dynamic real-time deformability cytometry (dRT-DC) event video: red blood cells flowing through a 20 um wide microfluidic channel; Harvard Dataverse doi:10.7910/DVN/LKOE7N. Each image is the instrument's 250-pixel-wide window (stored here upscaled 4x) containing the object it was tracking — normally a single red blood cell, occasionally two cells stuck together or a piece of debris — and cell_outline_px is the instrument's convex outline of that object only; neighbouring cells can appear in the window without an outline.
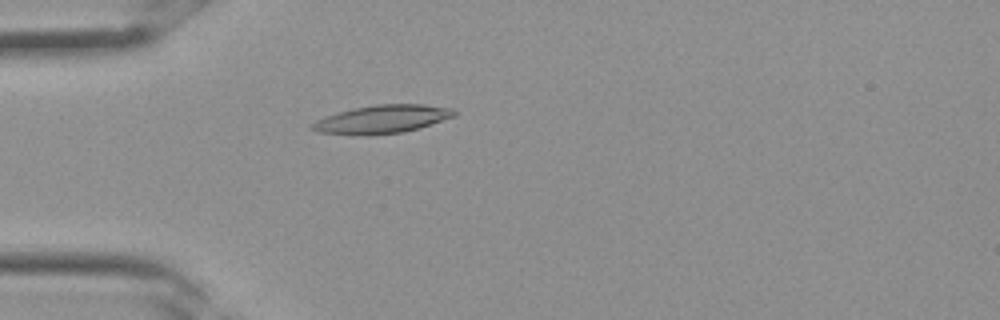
{"species": "Egyptian fruit bat (a non-hibernating species)", "species_latin": "Rousettus aegyptiacus", "temperature_condition": "room temperature", "stored_images_in_passage": 13, "camera_frame_rate_fps": 3000, "um_per_image_px": 0.085, "frame": {"image": 1, "passage_image": 6, "time_ms": 1.667, "image_size_px": [1000, 320], "cell_outline_px": [[456, 116], [420, 128], [404, 132], [368, 136], [360, 136], [320, 132], [308, 128], [316, 120], [324, 116], [352, 108], [376, 104], [424, 104], [456, 108]], "centroid_in_image_um": [32.5, 10.14], "position_along_channel_um": 52.5, "area_um2": 23.87}}
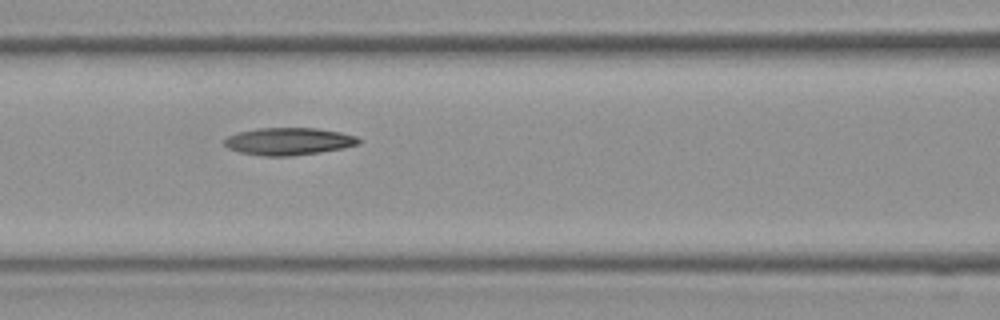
{"frame": {"image": 2, "passage_image": 11, "time_ms": 3.333, "image_size_px": [1000, 320], "cell_outline_px": [[360, 144], [344, 148], [320, 152], [292, 156], [264, 156], [240, 152], [228, 148], [224, 144], [224, 140], [228, 136], [240, 132], [256, 128], [316, 128], [340, 132], [356, 136], [360, 140]], "centroid_in_image_um": [24.55, 12.02], "position_along_channel_um": 142.0, "area_um2": 21.39}}
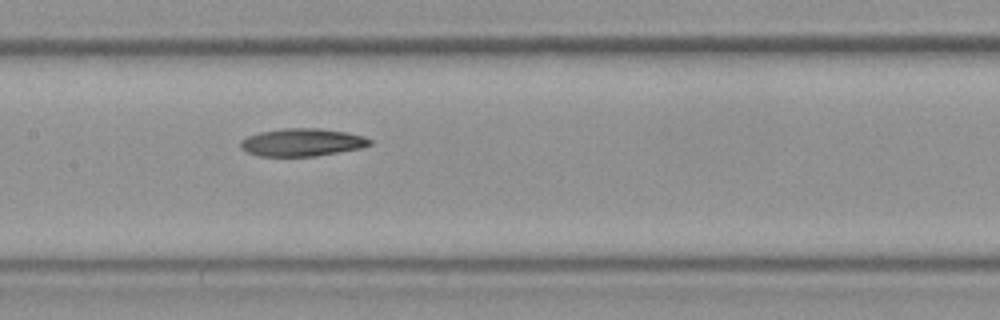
{"frame": {"image": 3, "passage_image": 13, "time_ms": 4.0, "image_size_px": [1000, 320], "cell_outline_px": [[372, 144], [360, 148], [316, 156], [256, 156], [240, 148], [240, 140], [248, 136], [260, 132], [284, 128], [320, 128], [348, 132], [364, 136], [372, 140]], "centroid_in_image_um": [25.68, 12.09], "position_along_channel_um": 181.7, "area_um2": 20.98}}